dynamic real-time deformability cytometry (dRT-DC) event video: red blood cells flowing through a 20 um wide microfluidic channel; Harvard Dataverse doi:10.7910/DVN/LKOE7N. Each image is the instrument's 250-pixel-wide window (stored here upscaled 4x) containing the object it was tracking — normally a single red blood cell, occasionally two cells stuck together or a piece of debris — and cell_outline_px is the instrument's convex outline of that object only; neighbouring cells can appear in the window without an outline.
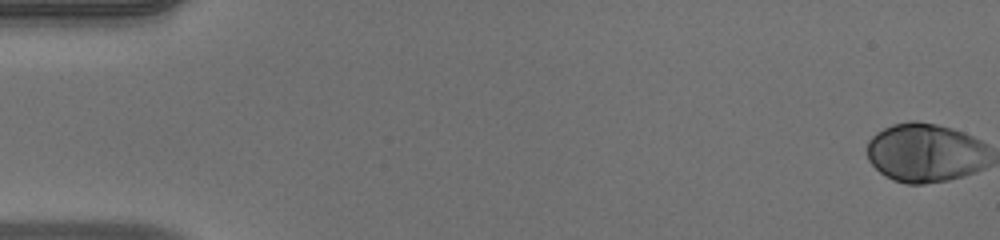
{"species": "human", "species_latin": "Homo sapiens", "temperature_condition": "warm", "stored_images_in_passage": 53, "camera_frame_rate_fps": 3000, "um_per_image_px": 0.085, "donor": {"sex": "male"}, "frame": {"image": 1, "passage_image": 1, "time_ms": 0.0, "image_size_px": [1000, 240], "cell_outline_px": [[984, 148], [976, 168], [972, 172], [960, 176], [944, 180], [920, 184], [908, 184], [896, 180], [880, 172], [872, 164], [868, 156], [868, 144], [884, 128], [896, 124], [932, 124], [948, 128], [960, 132], [984, 144]], "centroid_in_image_um": [78.52, 13.02], "position_along_channel_um": 6.5, "area_um2": 39.02}}
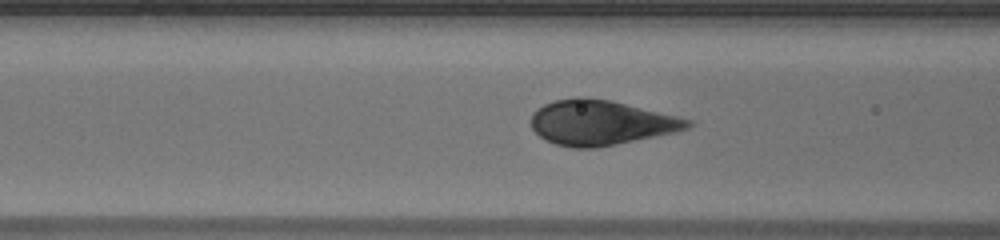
{"frame": {"image": 2, "passage_image": 22, "time_ms": 7.0, "image_size_px": [1000, 240], "cell_outline_px": [[692, 124], [684, 128], [668, 132], [612, 144], [588, 148], [576, 148], [556, 144], [540, 136], [532, 128], [532, 116], [544, 104], [556, 100], [608, 100], [688, 120]], "centroid_in_image_um": [50.96, 10.45], "position_along_channel_um": 115.6, "area_um2": 38.15}}
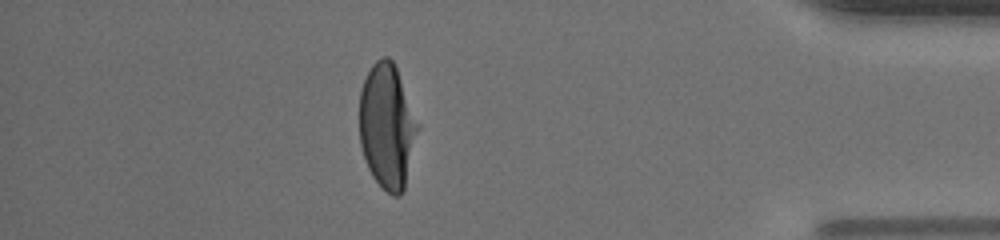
{"frame": {"image": 3, "passage_image": 47, "time_ms": 15.333, "image_size_px": [1000, 240], "cell_outline_px": [[416, 128], [404, 188], [400, 196], [396, 196], [388, 192], [372, 176], [368, 168], [360, 144], [360, 92], [364, 80], [372, 64], [376, 60], [384, 56], [388, 56], [392, 60], [396, 68]], "centroid_in_image_um": [32.82, 10.72], "position_along_channel_um": 402.4, "area_um2": 40.29}, "authors_computed_cell_mechanics": {"area_um2": 40.5756, "velocity_mm_per_s": 3.9254, "shape_relaxation_time_tau1_ms": 3.551, "shape_relaxation_time_tau2_ms": null, "deformation_change_tau1": 0.2284, "deformation_change_tau2": null}}